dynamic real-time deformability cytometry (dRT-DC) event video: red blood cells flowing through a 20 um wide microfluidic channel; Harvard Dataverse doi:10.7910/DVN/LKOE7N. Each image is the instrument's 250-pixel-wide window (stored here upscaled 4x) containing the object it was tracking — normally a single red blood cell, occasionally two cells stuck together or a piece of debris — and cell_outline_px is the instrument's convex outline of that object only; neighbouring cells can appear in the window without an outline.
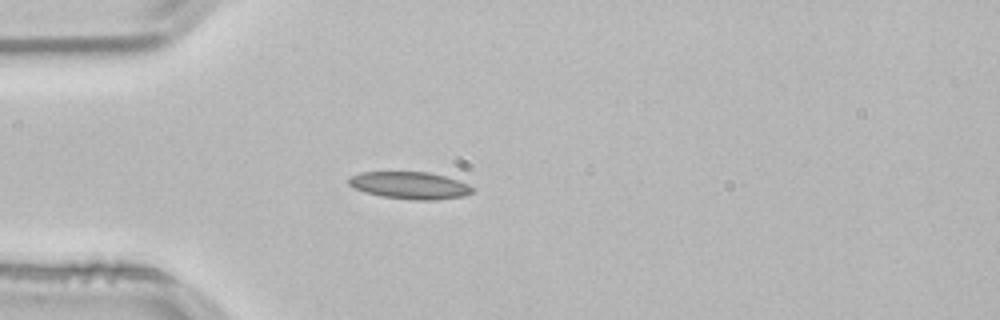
{"species": "common noctule bat (a hibernating species)", "species_latin": "Nyctalus noctula", "temperature_condition": "room temperature", "stored_images_in_passage": 39, "camera_frame_rate_fps": 3000, "um_per_image_px": 0.085, "animal": {"sex": "male", "body_mass_g": 21.5, "forearm_length_mm": 52.0}, "frame": {"image": 1, "passage_image": 1, "time_ms": 0.0, "image_size_px": [1000, 320], "cell_outline_px": [[476, 188], [472, 192], [464, 196], [436, 200], [416, 200], [384, 196], [364, 192], [348, 184], [348, 180], [352, 176], [360, 172], [428, 172], [444, 176], [468, 184]], "centroid_in_image_um": [34.87, 15.76], "position_along_channel_um": 50.1, "area_um2": 19.42}}
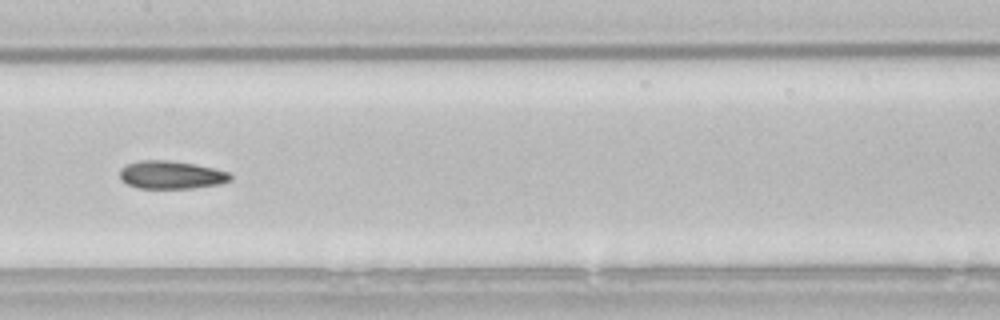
{"frame": {"image": 2, "passage_image": 13, "time_ms": 4.0, "image_size_px": [1000, 320], "cell_outline_px": [[232, 180], [220, 184], [192, 188], [140, 188], [128, 184], [120, 180], [120, 168], [128, 164], [144, 160], [164, 160], [192, 164], [212, 168], [228, 172], [232, 176]], "centroid_in_image_um": [14.55, 14.87], "position_along_channel_um": 192.9, "area_um2": 17.8}}
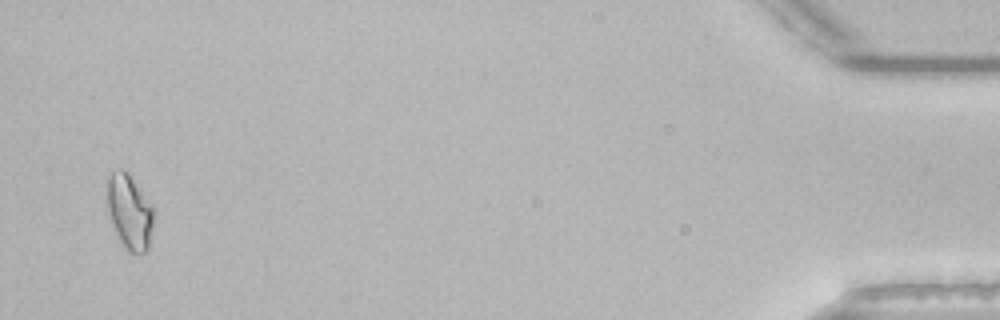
{"frame": {"image": 3, "passage_image": 38, "time_ms": 12.333, "image_size_px": [1000, 320], "cell_outline_px": [[152, 224], [148, 248], [144, 252], [132, 252], [124, 248], [112, 224], [104, 200], [104, 184], [108, 176], [112, 172], [120, 168], [128, 172], [152, 204]], "centroid_in_image_um": [10.93, 17.91], "position_along_channel_um": 424.3, "area_um2": 20.58}, "authors_computed_cell_mechanics": {"area_um2": 17.8602, "velocity_mm_per_s": 3.8404, "shape_relaxation_time_tau1_ms": null, "shape_relaxation_time_tau2_ms": 5.3876, "deformation_change_tau1": null, "deformation_change_tau2": 0.1123}}